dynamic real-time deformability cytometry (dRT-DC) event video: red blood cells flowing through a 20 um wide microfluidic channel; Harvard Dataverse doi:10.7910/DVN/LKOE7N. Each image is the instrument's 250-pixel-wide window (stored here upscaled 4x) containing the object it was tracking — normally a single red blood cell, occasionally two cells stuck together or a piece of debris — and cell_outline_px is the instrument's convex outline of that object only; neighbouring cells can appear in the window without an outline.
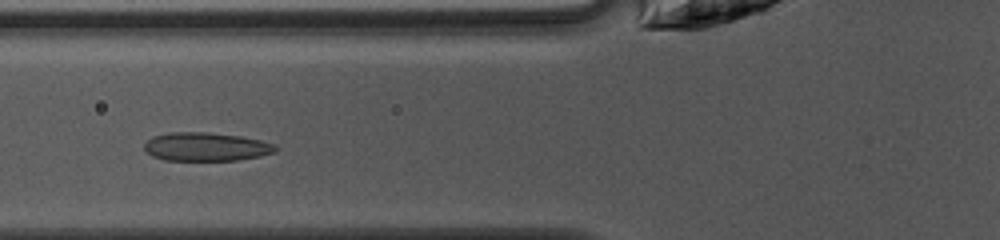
{"species": "common noctule bat (a hibernating species)", "species_latin": "Nyctalus noctula", "temperature_condition": "warm", "stored_images_in_passage": 28, "camera_frame_rate_fps": 3000, "um_per_image_px": 0.085, "animal": {"sex": "female", "body_mass_g": 10.0, "forearm_length_mm": 53.1}, "frame": {"image": 1, "passage_image": 5, "time_ms": 1.333, "image_size_px": [1000, 240], "cell_outline_px": [[276, 152], [260, 156], [240, 160], [164, 160], [152, 156], [144, 152], [144, 144], [152, 136], [172, 132], [208, 132], [240, 136], [260, 140], [276, 144]], "centroid_in_image_um": [17.5, 12.47], "position_along_channel_um": 108.3, "area_um2": 21.96}}
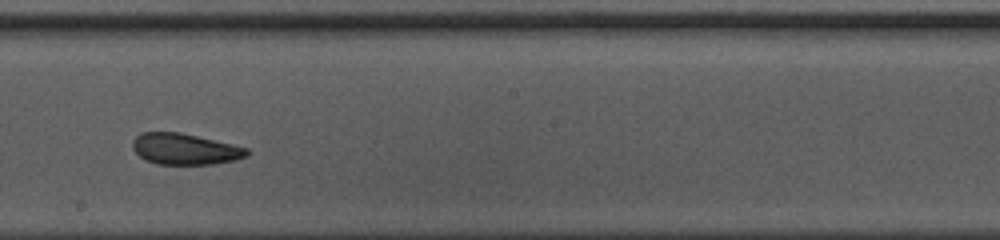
{"frame": {"image": 2, "passage_image": 14, "time_ms": 4.333, "image_size_px": [1000, 240], "cell_outline_px": [[248, 156], [236, 160], [212, 164], [156, 164], [144, 160], [132, 148], [132, 140], [140, 132], [180, 132], [232, 144], [248, 148]], "centroid_in_image_um": [15.69, 12.67], "position_along_channel_um": 232.5, "area_um2": 20.81}}
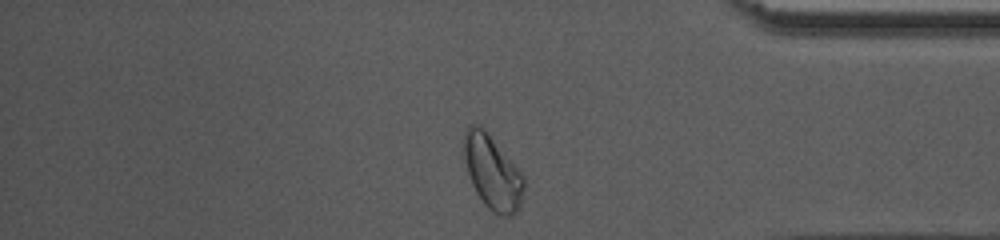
{"frame": {"image": 3, "passage_image": 27, "time_ms": 8.667, "image_size_px": [1000, 240], "cell_outline_px": [[524, 188], [520, 204], [516, 212], [512, 216], [500, 216], [492, 212], [484, 204], [476, 192], [472, 184], [468, 172], [464, 156], [464, 132], [468, 124], [476, 124], [484, 128], [488, 132], [524, 176]], "centroid_in_image_um": [41.85, 14.64], "position_along_channel_um": 393.3, "area_um2": 25.78}, "authors_computed_cell_mechanics": {"area_um2": 21.675, "velocity_mm_per_s": 4.1208, "shape_relaxation_time_tau1_ms": null, "shape_relaxation_time_tau2_ms": 1.5197, "deformation_change_tau1": null, "deformation_change_tau2": 0.087}}